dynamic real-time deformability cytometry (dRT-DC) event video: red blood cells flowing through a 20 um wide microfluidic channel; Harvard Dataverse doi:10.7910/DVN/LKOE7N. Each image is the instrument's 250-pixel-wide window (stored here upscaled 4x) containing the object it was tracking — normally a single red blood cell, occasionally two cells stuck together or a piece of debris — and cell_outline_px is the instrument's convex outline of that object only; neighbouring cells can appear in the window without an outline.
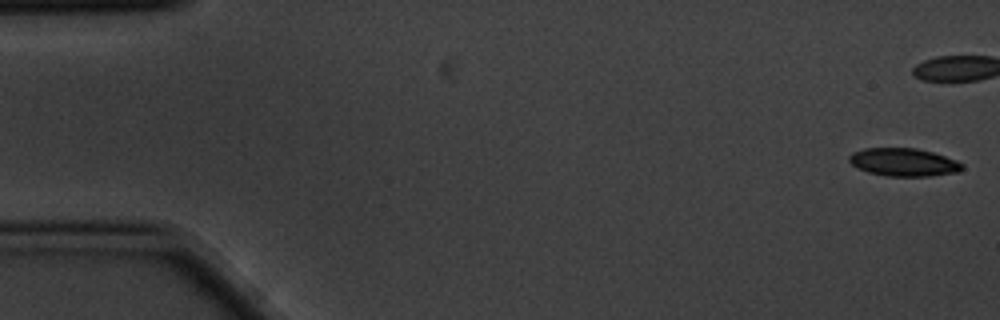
{"species": "common noctule bat (a hibernating species)", "species_latin": "Nyctalus noctula", "temperature_condition": "cold", "stored_images_in_passage": 6, "camera_frame_rate_fps": 3000, "um_per_image_px": 0.085, "animal": {"sex": "male", "body_mass_g": 20.1, "forearm_length_mm": 53.5}, "frame": {"image": 1, "passage_image": 1, "time_ms": 0.0, "image_size_px": [1000, 320], "cell_outline_px": [[964, 168], [956, 172], [928, 176], [888, 176], [868, 172], [856, 168], [848, 160], [848, 156], [852, 152], [864, 148], [916, 148], [932, 152], [956, 160], [964, 164]], "centroid_in_image_um": [76.77, 13.78], "position_along_channel_um": 8.2, "area_um2": 18.44}}